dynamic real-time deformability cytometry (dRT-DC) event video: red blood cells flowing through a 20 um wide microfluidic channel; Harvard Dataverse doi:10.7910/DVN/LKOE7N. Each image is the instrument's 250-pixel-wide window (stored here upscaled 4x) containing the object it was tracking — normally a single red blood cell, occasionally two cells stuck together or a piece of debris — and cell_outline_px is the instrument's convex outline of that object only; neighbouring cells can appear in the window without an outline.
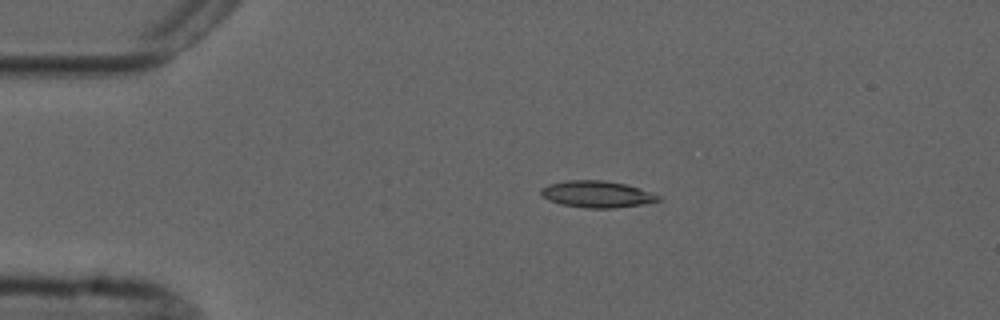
{"species": "common noctule bat (a hibernating species)", "species_latin": "Nyctalus noctula", "temperature_condition": "cold", "stored_images_in_passage": 4, "camera_frame_rate_fps": 3000, "um_per_image_px": 0.085, "animal": {"sex": "male", "forearm_length_mm": 52.5}, "frame": {"image": 1, "passage_image": 3, "time_ms": 2.333, "image_size_px": [1000, 320], "cell_outline_px": [[660, 200], [640, 204], [616, 208], [584, 208], [560, 204], [548, 200], [540, 192], [540, 188], [548, 184], [568, 180], [604, 180], [624, 184], [652, 192], [660, 196]], "centroid_in_image_um": [50.7, 16.5], "position_along_channel_um": 34.3, "area_um2": 18.15}}